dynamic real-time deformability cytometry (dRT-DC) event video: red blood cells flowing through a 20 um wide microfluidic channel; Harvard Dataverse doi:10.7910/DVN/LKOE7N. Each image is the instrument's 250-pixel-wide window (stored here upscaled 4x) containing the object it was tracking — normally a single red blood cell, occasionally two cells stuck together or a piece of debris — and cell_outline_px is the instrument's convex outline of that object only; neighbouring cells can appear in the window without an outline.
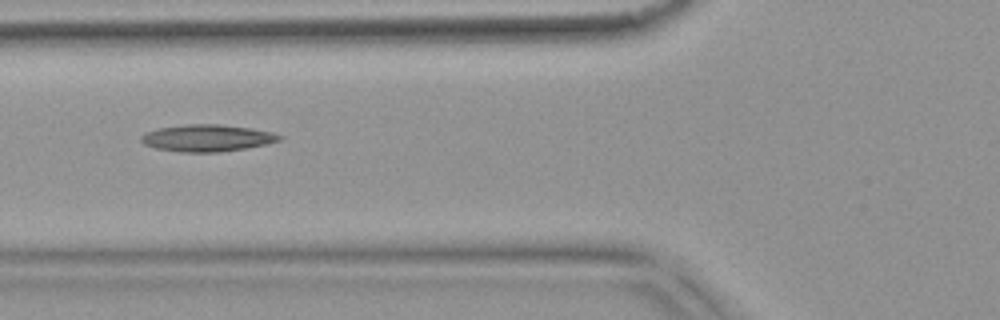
{"species": "common noctule bat (a hibernating species)", "species_latin": "Nyctalus noctula", "temperature_condition": "warm", "stored_images_in_passage": 53, "camera_frame_rate_fps": 3000, "um_per_image_px": 0.085, "animal": {"sex": "female", "body_mass_g": 18.4}, "frame": {"image": 1, "passage_image": 20, "time_ms": 6.333, "image_size_px": [1000, 320], "cell_outline_px": [[284, 136], [280, 140], [268, 144], [244, 148], [216, 152], [180, 152], [156, 148], [144, 144], [140, 140], [140, 136], [148, 132], [160, 128], [184, 124], [220, 124], [252, 128], [272, 132]], "centroid_in_image_um": [17.63, 11.72], "position_along_channel_um": 108.2, "area_um2": 21.62}}
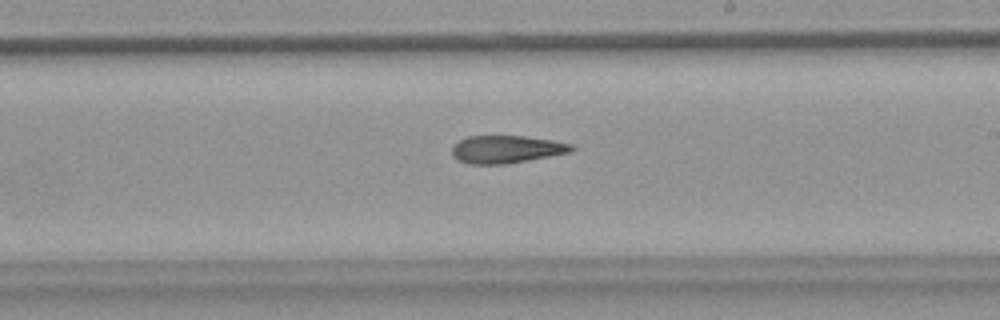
{"frame": {"image": 2, "passage_image": 31, "time_ms": 10.0, "image_size_px": [1000, 320], "cell_outline_px": [[576, 148], [572, 152], [504, 164], [468, 164], [456, 160], [452, 156], [452, 144], [468, 136], [524, 136], [552, 140], [572, 144]], "centroid_in_image_um": [43.01, 12.69], "position_along_channel_um": 246.0, "area_um2": 19.36}}
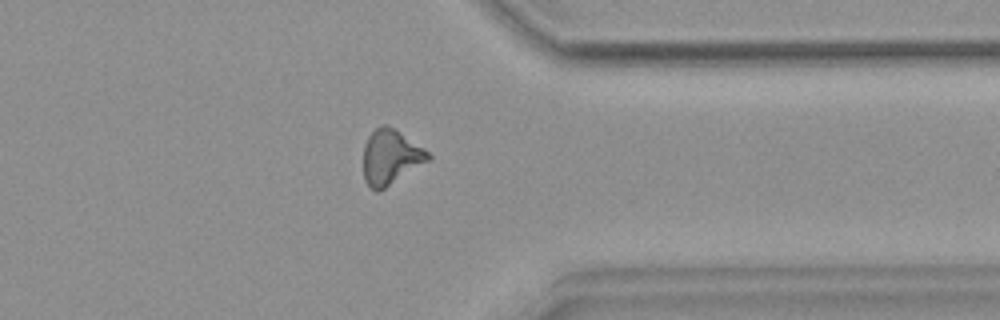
{"frame": {"image": 3, "passage_image": 42, "time_ms": 13.667, "image_size_px": [1000, 320], "cell_outline_px": [[432, 160], [380, 192], [376, 192], [364, 180], [364, 144], [368, 136], [380, 124], [388, 124], [424, 148], [432, 156]], "centroid_in_image_um": [33.23, 13.37], "position_along_channel_um": 378.2, "area_um2": 21.15}, "authors_computed_cell_mechanics": {"area_um2": 20.2878, "velocity_mm_per_s": 3.7721, "shape_relaxation_time_tau1_ms": null, "shape_relaxation_time_tau2_ms": 8.1048, "deformation_change_tau1": null, "deformation_change_tau2": 0.2256}}